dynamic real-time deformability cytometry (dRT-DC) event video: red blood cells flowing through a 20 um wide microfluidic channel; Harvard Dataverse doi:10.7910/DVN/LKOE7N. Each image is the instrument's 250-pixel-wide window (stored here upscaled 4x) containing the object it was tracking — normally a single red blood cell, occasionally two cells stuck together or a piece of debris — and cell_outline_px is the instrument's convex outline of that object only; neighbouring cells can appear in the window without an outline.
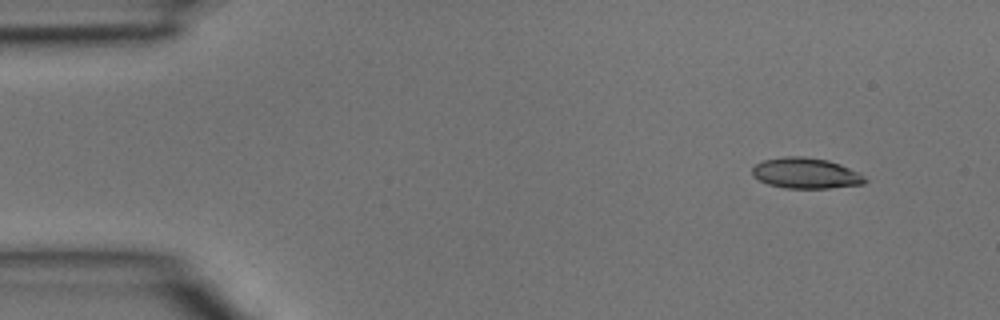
{"species": "common noctule bat (a hibernating species)", "species_latin": "Nyctalus noctula", "temperature_condition": "room temperature", "stored_images_in_passage": 4, "camera_frame_rate_fps": 3000, "um_per_image_px": 0.085, "animal": {"sex": "male", "body_mass_g": 15.6}, "frame": {"image": 1, "passage_image": 1, "time_ms": 0.0, "image_size_px": [1000, 320], "cell_outline_px": [[868, 180], [864, 184], [828, 188], [784, 188], [768, 184], [752, 176], [752, 168], [756, 164], [764, 160], [784, 156], [804, 156], [828, 160], [840, 164], [860, 172]], "centroid_in_image_um": [68.51, 14.72], "position_along_channel_um": 16.5, "area_um2": 20.29}}
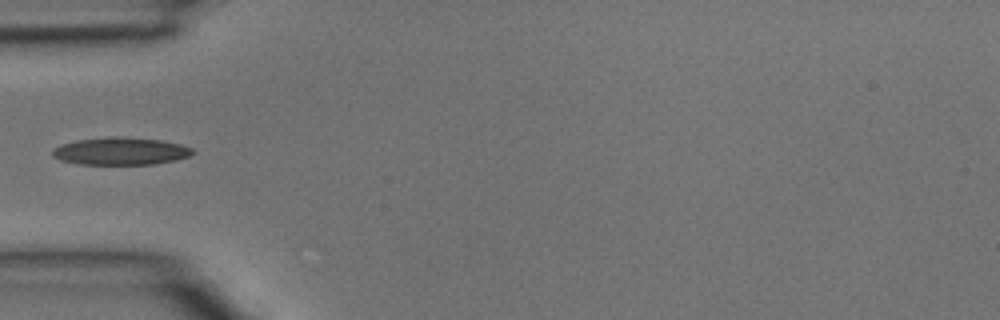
{"frame": {"image": 2, "passage_image": 4, "time_ms": 1.0, "image_size_px": [1000, 320], "cell_outline_px": [[196, 152], [188, 156], [176, 160], [152, 164], [80, 164], [60, 160], [52, 156], [52, 152], [60, 144], [76, 140], [112, 136], [124, 136], [164, 140], [180, 144], [192, 148]], "centroid_in_image_um": [10.27, 12.83], "position_along_channel_um": 74.7, "area_um2": 22.6}}